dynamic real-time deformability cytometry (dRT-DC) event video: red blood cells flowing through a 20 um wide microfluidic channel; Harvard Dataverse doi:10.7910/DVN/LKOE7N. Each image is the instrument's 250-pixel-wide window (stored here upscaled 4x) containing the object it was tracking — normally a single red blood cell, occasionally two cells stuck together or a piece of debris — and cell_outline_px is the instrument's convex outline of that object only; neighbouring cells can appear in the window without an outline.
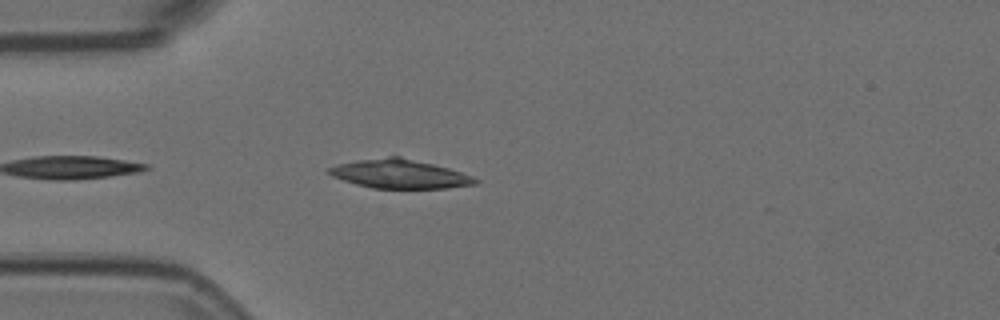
{"species": "Egyptian fruit bat (a non-hibernating species)", "species_latin": "Rousettus aegyptiacus", "temperature_condition": "room temperature", "stored_images_in_passage": 8, "camera_frame_rate_fps": 3000, "um_per_image_px": 0.085, "animal": {"sex": "female"}, "frame": {"image": 1, "passage_image": 2, "time_ms": 0.333, "image_size_px": [1000, 320], "cell_outline_px": [[480, 180], [476, 184], [448, 188], [372, 188], [356, 184], [332, 176], [324, 172], [328, 168], [340, 164], [356, 160], [388, 156], [400, 156], [448, 168], [472, 176]], "centroid_in_image_um": [33.95, 14.78], "position_along_channel_um": 51.0, "area_um2": 24.51}}
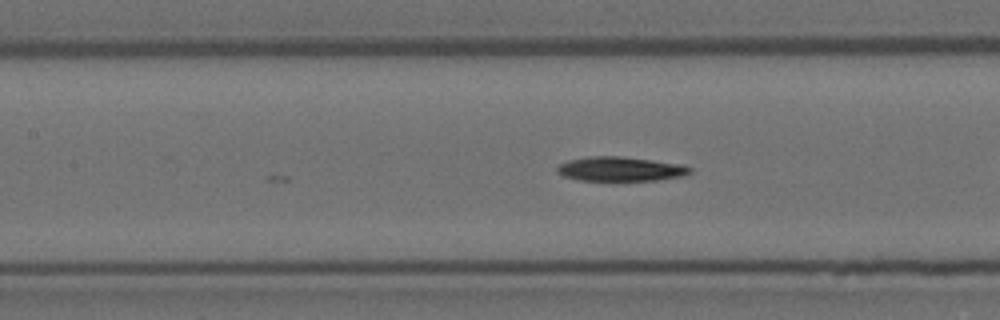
{"frame": {"image": 2, "passage_image": 8, "time_ms": 2.333, "image_size_px": [1000, 320], "cell_outline_px": [[692, 172], [684, 176], [656, 180], [580, 180], [564, 176], [556, 172], [556, 168], [560, 164], [568, 160], [588, 156], [620, 156], [684, 164], [692, 168]], "centroid_in_image_um": [52.76, 14.35], "position_along_channel_um": 154.6, "area_um2": 18.9}}